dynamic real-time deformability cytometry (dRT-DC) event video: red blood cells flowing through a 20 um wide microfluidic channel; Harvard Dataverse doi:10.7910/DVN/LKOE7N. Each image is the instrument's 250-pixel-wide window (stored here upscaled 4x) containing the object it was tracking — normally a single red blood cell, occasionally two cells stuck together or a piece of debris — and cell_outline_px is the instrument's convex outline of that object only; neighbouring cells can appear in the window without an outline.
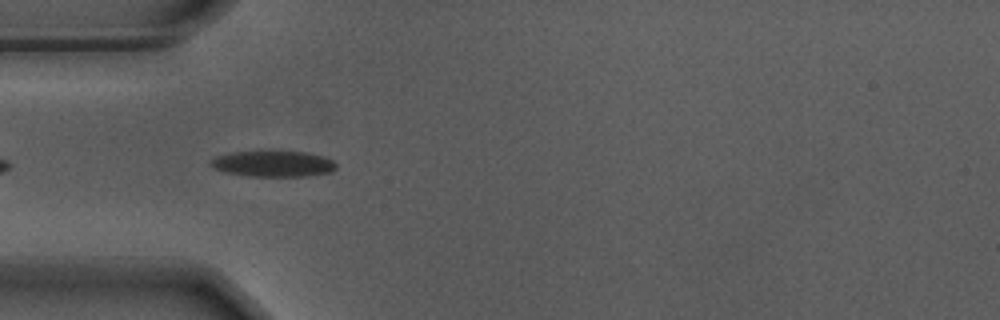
{"species": "Egyptian fruit bat (a non-hibernating species)", "species_latin": "Rousettus aegyptiacus", "temperature_condition": "warm", "stored_images_in_passage": 37, "camera_frame_rate_fps": 3000, "um_per_image_px": 0.085, "animal": {"sex": "male"}, "frame": {"image": 1, "passage_image": 3, "time_ms": 0.667, "image_size_px": [1000, 320], "cell_outline_px": [[336, 168], [332, 172], [308, 176], [248, 176], [224, 172], [212, 168], [208, 164], [216, 156], [232, 152], [268, 148], [304, 152], [324, 156], [332, 160], [336, 164]], "centroid_in_image_um": [23.19, 13.87], "position_along_channel_um": 61.8, "area_um2": 19.94}}
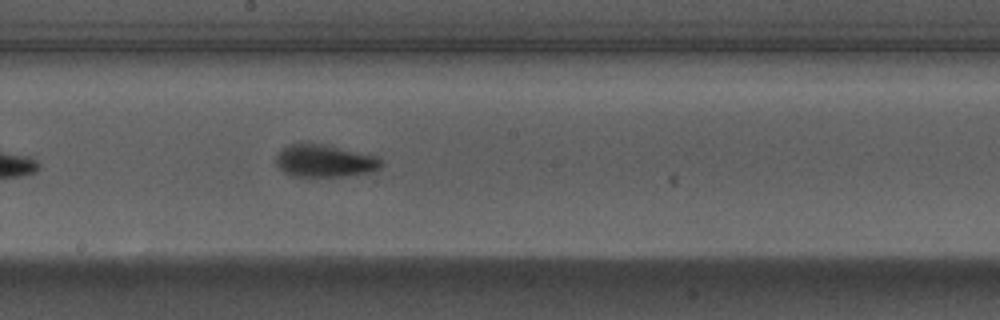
{"frame": {"image": 2, "passage_image": 16, "time_ms": 5.0, "image_size_px": [1000, 320], "cell_outline_px": [[384, 164], [380, 168], [368, 172], [340, 176], [292, 176], [284, 172], [276, 164], [276, 156], [288, 144], [304, 140], [324, 144], [376, 156], [384, 160]], "centroid_in_image_um": [27.57, 13.64], "position_along_channel_um": 220.6, "area_um2": 20.11}}
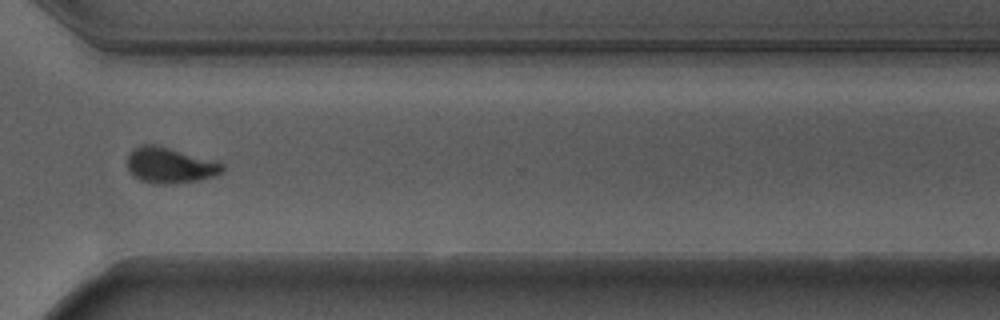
{"frame": {"image": 3, "passage_image": 27, "time_ms": 8.667, "image_size_px": [1000, 320], "cell_outline_px": [[224, 172], [216, 176], [200, 180], [164, 184], [156, 184], [140, 180], [132, 176], [128, 168], [128, 152], [132, 148], [140, 144], [156, 144], [216, 160], [224, 164]], "centroid_in_image_um": [14.46, 14.03], "position_along_channel_um": 356.1, "area_um2": 20.23}, "authors_computed_cell_mechanics": {"area_um2": 19.1896, "velocity_mm_per_s": 3.6892, "shape_relaxation_time_tau1_ms": 2.9506, "shape_relaxation_time_tau2_ms": 1.323, "deformation_change_tau1": 0.1589, "deformation_change_tau2": 0.0793}}